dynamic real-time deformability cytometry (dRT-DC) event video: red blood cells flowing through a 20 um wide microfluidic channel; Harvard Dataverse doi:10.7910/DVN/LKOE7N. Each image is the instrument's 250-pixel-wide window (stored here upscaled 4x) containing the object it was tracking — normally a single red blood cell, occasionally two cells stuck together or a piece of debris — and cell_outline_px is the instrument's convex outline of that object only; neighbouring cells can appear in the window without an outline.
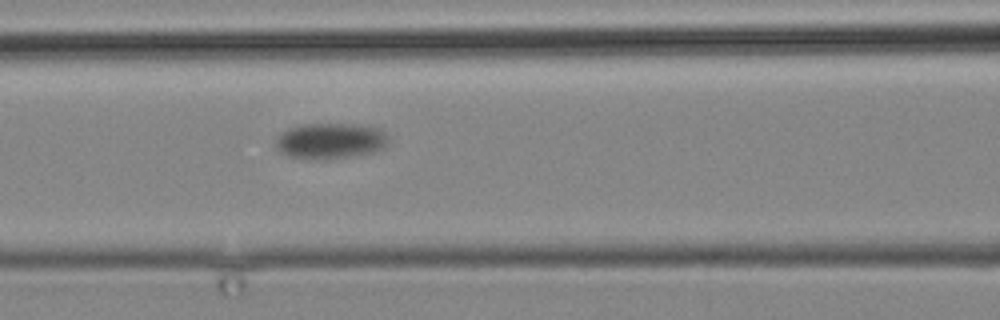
{"species": "common noctule bat (a hibernating species)", "species_latin": "Nyctalus noctula", "temperature_condition": "cold", "stored_images_in_passage": 6, "camera_frame_rate_fps": 3000, "um_per_image_px": 0.085, "animal": {"sex": "male", "body_mass_g": 19.2, "forearm_length_mm": 51.8}, "frame": {"image": 1, "passage_image": 6, "time_ms": 5.667, "image_size_px": [1000, 320], "cell_outline_px": [[388, 144], [384, 148], [372, 152], [328, 160], [308, 160], [288, 156], [280, 152], [276, 148], [276, 140], [280, 132], [288, 128], [304, 124], [360, 124], [384, 128], [388, 136]], "centroid_in_image_um": [28.1, 11.98], "position_along_channel_um": 138.5, "area_um2": 24.16}}